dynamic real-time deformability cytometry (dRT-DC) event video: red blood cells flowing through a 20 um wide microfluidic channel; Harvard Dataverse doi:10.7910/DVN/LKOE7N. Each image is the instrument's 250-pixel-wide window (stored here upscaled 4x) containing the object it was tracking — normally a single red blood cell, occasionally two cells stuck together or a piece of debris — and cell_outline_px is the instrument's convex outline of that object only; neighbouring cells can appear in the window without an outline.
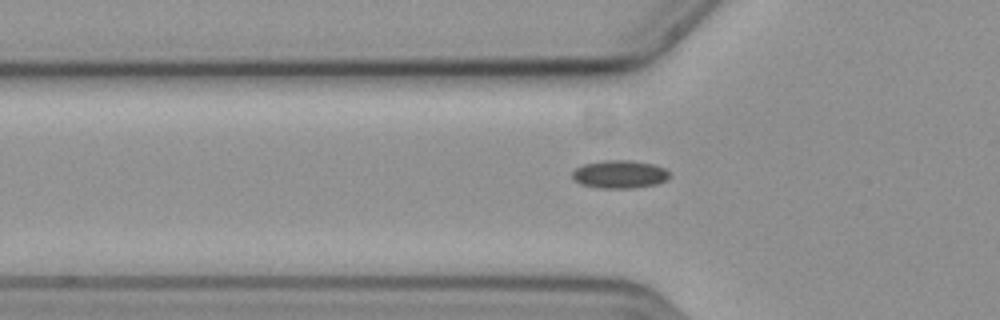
{"species": "common noctule bat (a hibernating species)", "species_latin": "Nyctalus noctula", "temperature_condition": "cold", "stored_images_in_passage": 33, "camera_frame_rate_fps": 3000, "um_per_image_px": 0.085, "animal": {"sex": "female", "body_mass_g": 19.3, "forearm_length_mm": 54.1}, "frame": {"image": 1, "passage_image": 2, "time_ms": 0.333, "image_size_px": [1000, 320], "cell_outline_px": [[668, 180], [656, 184], [632, 188], [600, 188], [580, 184], [572, 180], [572, 172], [576, 168], [584, 164], [604, 160], [628, 160], [656, 164], [664, 168], [668, 172]], "centroid_in_image_um": [52.65, 14.81], "position_along_channel_um": 73.1, "area_um2": 15.95}}
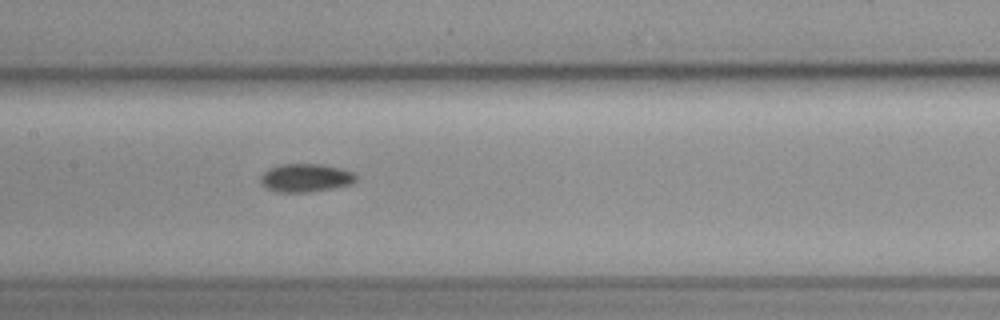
{"frame": {"image": 2, "passage_image": 11, "time_ms": 3.333, "image_size_px": [1000, 320], "cell_outline_px": [[356, 180], [352, 184], [308, 192], [276, 192], [260, 184], [260, 176], [268, 168], [280, 164], [324, 164], [340, 168], [352, 172], [356, 176]], "centroid_in_image_um": [25.94, 15.11], "position_along_channel_um": 181.5, "area_um2": 15.72}}
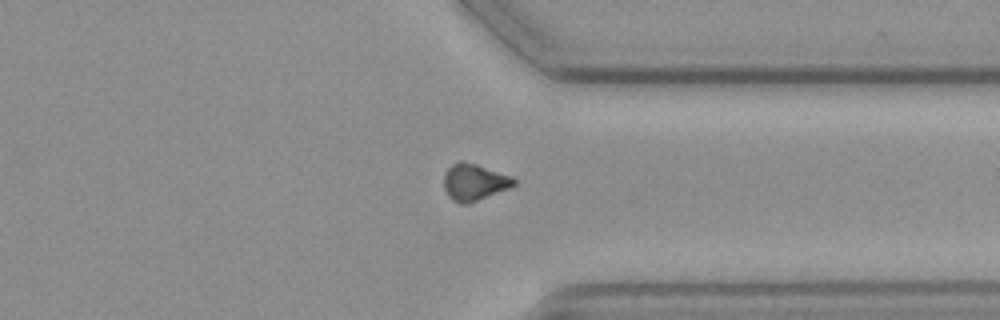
{"frame": {"image": 3, "passage_image": 27, "time_ms": 8.667, "image_size_px": [1000, 320], "cell_outline_px": [[516, 184], [508, 188], [468, 204], [460, 204], [452, 200], [448, 196], [444, 188], [444, 172], [452, 164], [460, 160], [464, 160], [512, 176], [516, 180]], "centroid_in_image_um": [40.28, 15.47], "position_along_channel_um": 371.1, "area_um2": 15.03}}